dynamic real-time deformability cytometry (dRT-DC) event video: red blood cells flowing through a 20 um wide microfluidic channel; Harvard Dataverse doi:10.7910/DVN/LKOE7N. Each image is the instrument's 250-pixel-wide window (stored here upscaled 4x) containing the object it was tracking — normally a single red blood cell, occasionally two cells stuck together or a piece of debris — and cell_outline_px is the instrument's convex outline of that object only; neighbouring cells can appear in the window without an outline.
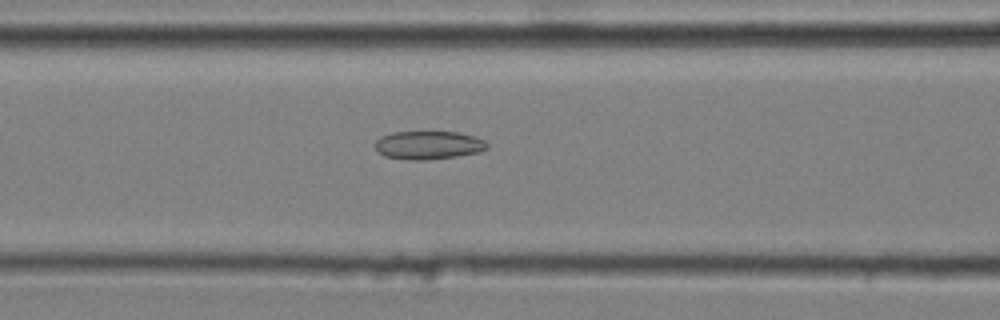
{"species": "common noctule bat (a hibernating species)", "species_latin": "Nyctalus noctula", "temperature_condition": "cold", "stored_images_in_passage": 50, "camera_frame_rate_fps": 3000, "um_per_image_px": 0.085, "animal": {"sex": "male", "body_mass_g": 20.4}, "frame": {"image": 1, "passage_image": 22, "time_ms": 7.0, "image_size_px": [1000, 320], "cell_outline_px": [[488, 148], [480, 152], [456, 156], [424, 160], [408, 160], [384, 156], [376, 152], [376, 140], [380, 136], [392, 132], [456, 132], [472, 136], [484, 140], [488, 144]], "centroid_in_image_um": [36.38, 12.34], "position_along_channel_um": 130.2, "area_um2": 18.5}}
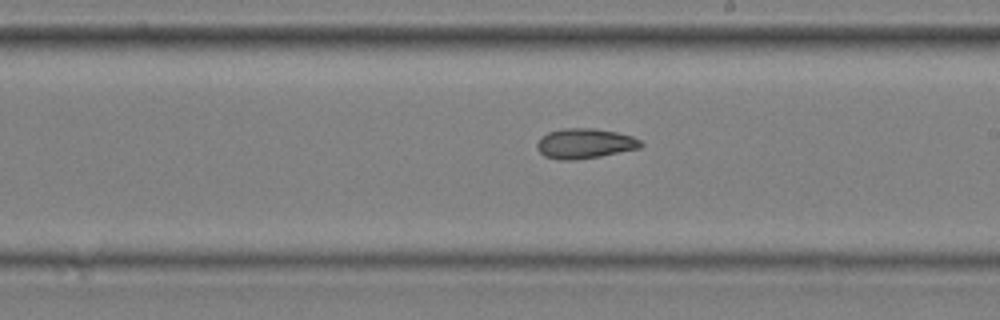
{"frame": {"image": 2, "passage_image": 31, "time_ms": 10.0, "image_size_px": [1000, 320], "cell_outline_px": [[644, 144], [640, 148], [600, 156], [576, 160], [560, 160], [544, 156], [536, 148], [536, 144], [540, 136], [548, 132], [564, 128], [596, 128], [616, 132], [632, 136], [640, 140]], "centroid_in_image_um": [49.68, 12.19], "position_along_channel_um": 239.3, "area_um2": 18.32}}
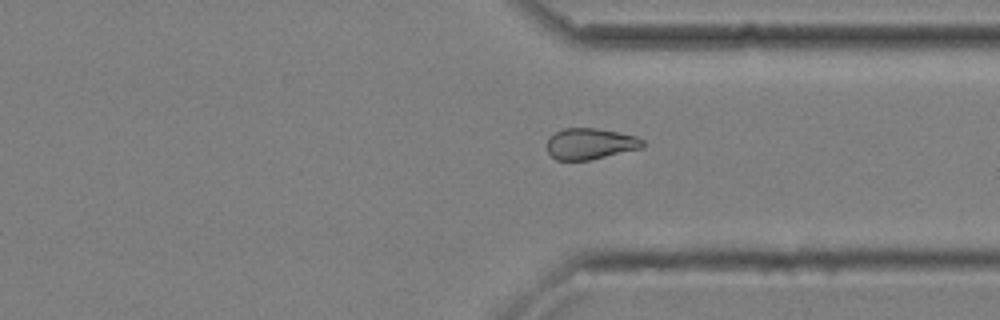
{"frame": {"image": 3, "passage_image": 41, "time_ms": 13.333, "image_size_px": [1000, 320], "cell_outline_px": [[644, 148], [592, 160], [556, 160], [548, 152], [548, 140], [556, 132], [564, 128], [596, 128], [620, 132], [636, 136], [644, 140]], "centroid_in_image_um": [50.23, 12.23], "position_along_channel_um": 361.2, "area_um2": 17.51}}